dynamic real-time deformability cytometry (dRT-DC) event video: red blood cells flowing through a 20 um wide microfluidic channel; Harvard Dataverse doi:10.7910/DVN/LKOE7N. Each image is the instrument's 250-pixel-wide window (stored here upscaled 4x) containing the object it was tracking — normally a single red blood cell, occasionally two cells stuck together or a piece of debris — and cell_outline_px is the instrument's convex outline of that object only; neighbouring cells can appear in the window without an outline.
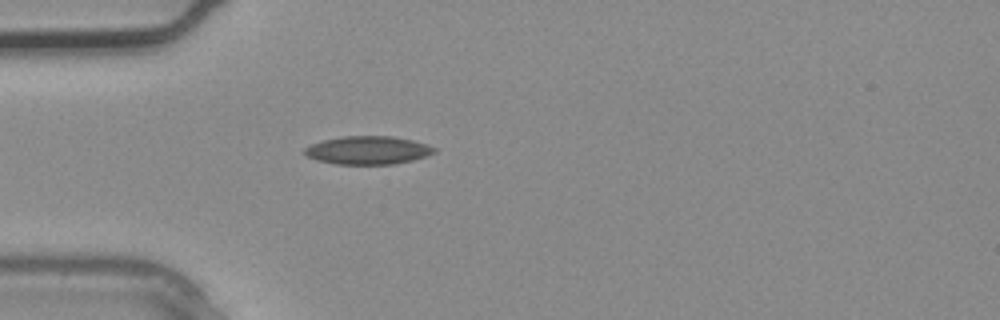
{"species": "common noctule bat (a hibernating species)", "species_latin": "Nyctalus noctula", "temperature_condition": "warm", "stored_images_in_passage": 5, "camera_frame_rate_fps": 3000, "um_per_image_px": 0.085, "animal": {"sex": "male", "body_mass_g": 20.4}, "frame": {"image": 1, "passage_image": 5, "time_ms": 1.333, "image_size_px": [1000, 320], "cell_outline_px": [[436, 152], [412, 160], [392, 164], [336, 164], [316, 160], [308, 156], [304, 152], [304, 148], [312, 144], [324, 140], [340, 136], [392, 136], [412, 140], [428, 144], [436, 148]], "centroid_in_image_um": [31.27, 12.76], "position_along_channel_um": 53.7, "area_um2": 21.21}}